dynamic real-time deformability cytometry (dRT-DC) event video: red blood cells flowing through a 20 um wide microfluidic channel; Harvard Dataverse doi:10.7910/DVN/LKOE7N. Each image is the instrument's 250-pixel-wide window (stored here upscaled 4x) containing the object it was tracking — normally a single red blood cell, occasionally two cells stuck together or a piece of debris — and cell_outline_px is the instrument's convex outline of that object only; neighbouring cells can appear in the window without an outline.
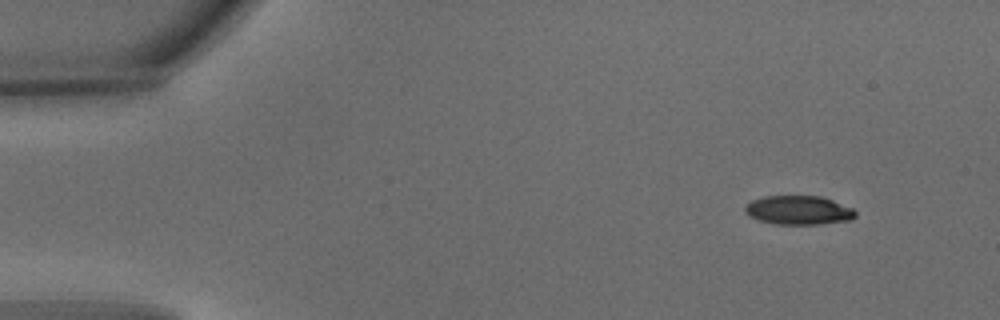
{"species": "common noctule bat (a hibernating species)", "species_latin": "Nyctalus noctula", "temperature_condition": "warm", "stored_images_in_passage": 4, "camera_frame_rate_fps": 3000, "um_per_image_px": 0.085, "animal": {"sex": "male", "body_mass_g": 15.6}, "frame": {"image": 1, "passage_image": 1, "time_ms": 0.0, "image_size_px": [1000, 320], "cell_outline_px": [[856, 216], [852, 220], [820, 224], [776, 224], [760, 220], [748, 216], [744, 212], [744, 208], [752, 200], [764, 196], [820, 196], [832, 200], [852, 208], [856, 212]], "centroid_in_image_um": [67.88, 17.87], "position_along_channel_um": 17.1, "area_um2": 18.61}}
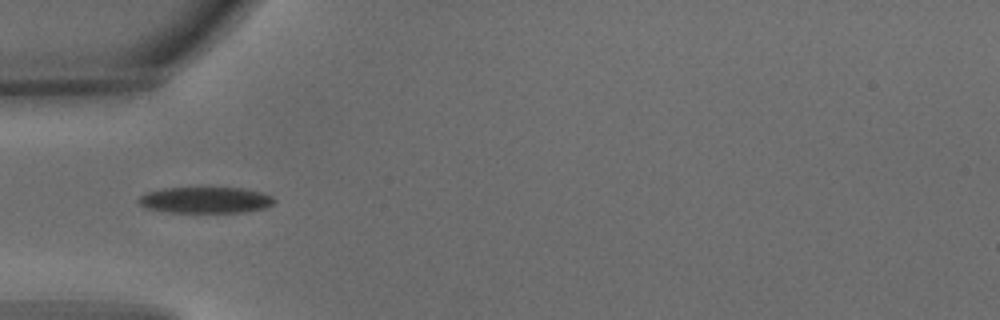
{"frame": {"image": 2, "passage_image": 4, "time_ms": 1.0, "image_size_px": [1000, 320], "cell_outline_px": [[276, 200], [272, 204], [264, 208], [248, 212], [168, 212], [148, 208], [140, 204], [136, 200], [140, 196], [148, 192], [164, 188], [244, 188], [260, 192], [272, 196]], "centroid_in_image_um": [17.48, 17.0], "position_along_channel_um": 67.5, "area_um2": 20.58}}